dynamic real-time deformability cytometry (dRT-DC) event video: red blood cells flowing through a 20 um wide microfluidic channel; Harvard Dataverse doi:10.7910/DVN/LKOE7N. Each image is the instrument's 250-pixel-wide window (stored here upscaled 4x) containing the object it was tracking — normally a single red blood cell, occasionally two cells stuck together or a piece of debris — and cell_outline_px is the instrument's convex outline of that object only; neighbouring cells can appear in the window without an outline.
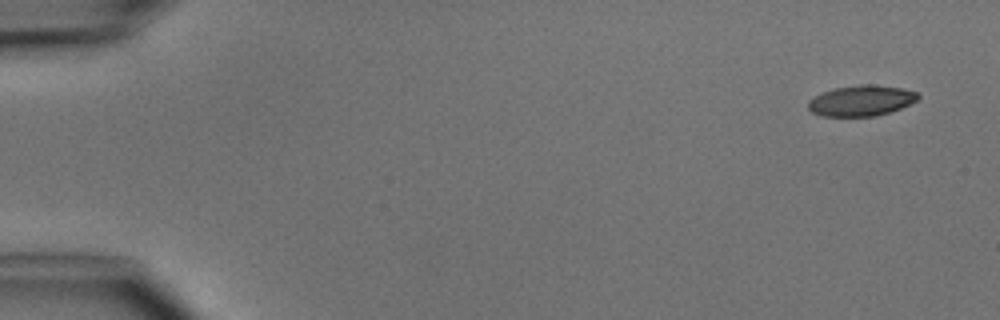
{"species": "common noctule bat (a hibernating species)", "species_latin": "Nyctalus noctula", "temperature_condition": "cold", "stored_images_in_passage": 5, "camera_frame_rate_fps": 3000, "um_per_image_px": 0.085, "animal": {"sex": "male", "body_mass_g": 15.6}, "frame": {"image": 1, "passage_image": 1, "time_ms": 0.0, "image_size_px": [1000, 320], "cell_outline_px": [[920, 96], [916, 100], [900, 108], [876, 116], [820, 116], [812, 112], [808, 108], [808, 100], [824, 92], [836, 88], [860, 84], [868, 84], [900, 88], [916, 92]], "centroid_in_image_um": [73.17, 8.56], "position_along_channel_um": 11.8, "area_um2": 19.31}}
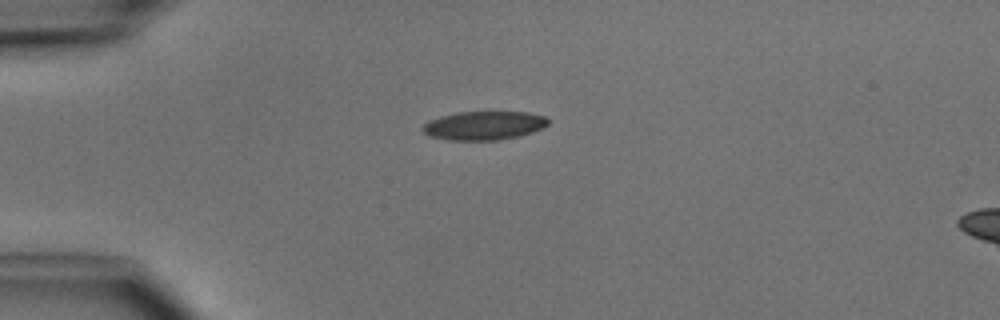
{"frame": {"image": 2, "passage_image": 4, "time_ms": 3.333, "image_size_px": [1000, 320], "cell_outline_px": [[548, 124], [532, 132], [520, 136], [496, 140], [448, 140], [428, 136], [420, 128], [428, 120], [440, 116], [456, 112], [528, 112], [544, 116], [548, 120]], "centroid_in_image_um": [41.08, 10.67], "position_along_channel_um": 43.9, "area_um2": 21.04}}
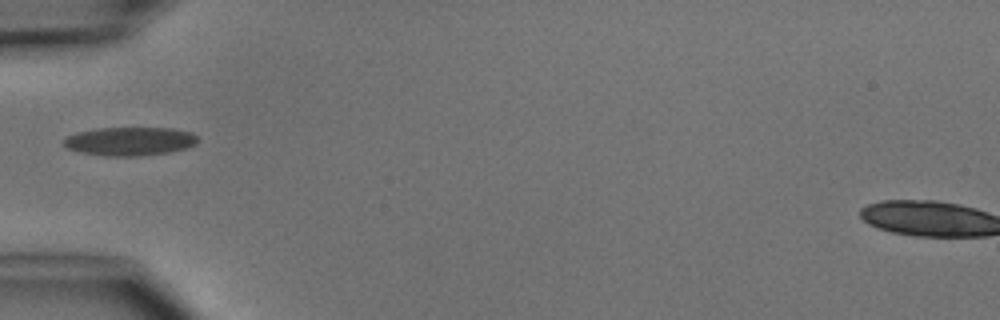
{"frame": {"image": 3, "passage_image": 5, "time_ms": 4.667, "image_size_px": [1000, 320], "cell_outline_px": [[196, 144], [184, 148], [168, 152], [140, 156], [104, 156], [80, 152], [68, 148], [64, 144], [64, 140], [68, 136], [76, 132], [96, 128], [172, 128], [192, 132], [196, 136]], "centroid_in_image_um": [11.02, 12.0], "position_along_channel_um": 74.0, "area_um2": 22.2}}